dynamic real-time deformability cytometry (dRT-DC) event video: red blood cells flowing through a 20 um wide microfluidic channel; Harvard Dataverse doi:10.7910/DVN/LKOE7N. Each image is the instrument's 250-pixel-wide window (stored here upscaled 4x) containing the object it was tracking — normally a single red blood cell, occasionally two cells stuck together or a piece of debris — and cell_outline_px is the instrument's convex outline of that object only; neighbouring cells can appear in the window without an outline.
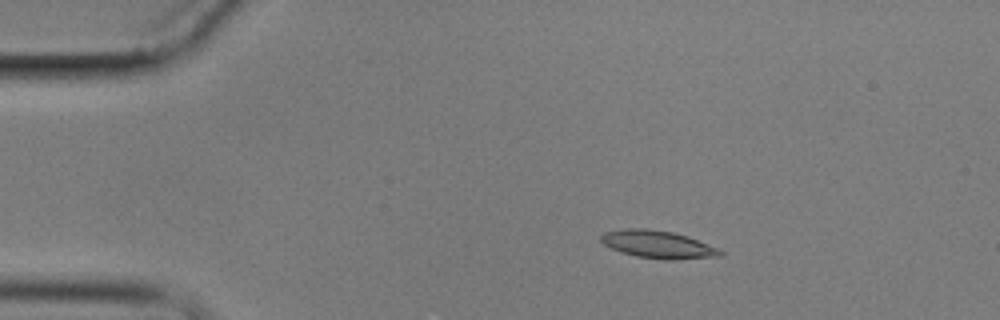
{"species": "common noctule bat (a hibernating species)", "species_latin": "Nyctalus noctula", "temperature_condition": "cold", "stored_images_in_passage": 6, "camera_frame_rate_fps": 3000, "um_per_image_px": 0.085, "animal": {"sex": "male", "body_mass_g": 17.9}, "frame": {"image": 1, "passage_image": 4, "time_ms": 3.333, "image_size_px": [1000, 320], "cell_outline_px": [[724, 256], [672, 260], [664, 260], [636, 256], [612, 248], [604, 244], [600, 240], [600, 236], [604, 232], [624, 228], [644, 228], [672, 232], [688, 236], [716, 248], [724, 252]], "centroid_in_image_um": [55.93, 20.78], "position_along_channel_um": 29.1, "area_um2": 19.13}}